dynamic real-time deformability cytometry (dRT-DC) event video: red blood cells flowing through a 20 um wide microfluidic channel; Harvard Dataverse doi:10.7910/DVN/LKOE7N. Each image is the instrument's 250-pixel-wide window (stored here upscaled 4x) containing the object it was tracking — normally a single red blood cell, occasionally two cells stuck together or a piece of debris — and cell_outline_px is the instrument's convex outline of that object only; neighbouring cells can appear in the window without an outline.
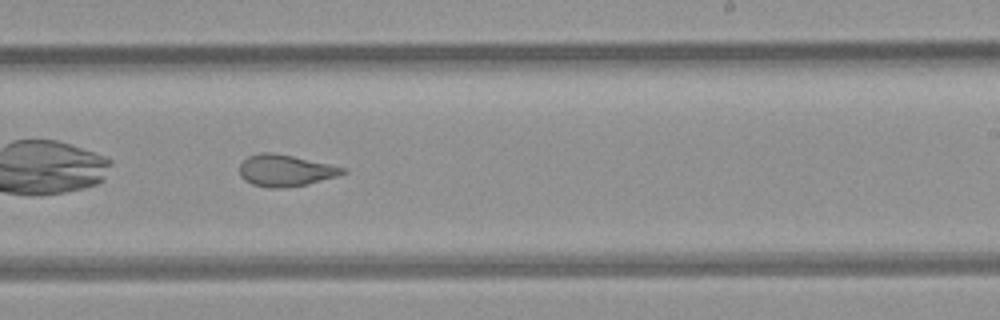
{"species": "common noctule bat (a hibernating species)", "species_latin": "Nyctalus noctula", "temperature_condition": "room temperature", "stored_images_in_passage": 9, "camera_frame_rate_fps": 3000, "um_per_image_px": 0.085, "animal": {"sex": "female", "body_mass_g": 21.9}, "frame": {"image": 1, "passage_image": 6, "time_ms": 1.667, "image_size_px": [1000, 320], "cell_outline_px": [[348, 172], [336, 176], [308, 184], [276, 188], [272, 188], [252, 184], [244, 180], [240, 176], [240, 164], [248, 156], [260, 152], [272, 152], [292, 156], [348, 168]], "centroid_in_image_um": [24.26, 14.48], "position_along_channel_um": 264.7, "area_um2": 18.9}}
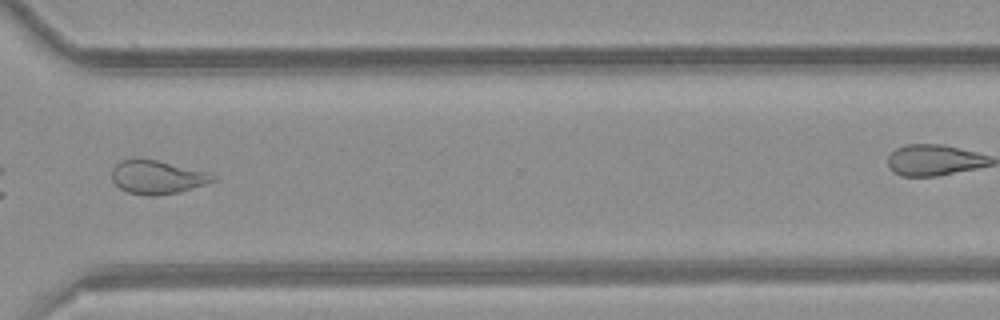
{"frame": {"image": 2, "passage_image": 8, "time_ms": 2.333, "image_size_px": [1000, 320], "cell_outline_px": [[216, 180], [180, 192], [156, 196], [148, 196], [128, 192], [120, 188], [112, 180], [112, 168], [120, 160], [136, 156], [156, 160], [208, 172], [216, 176]], "centroid_in_image_um": [13.32, 15.04], "position_along_channel_um": 357.3, "area_um2": 20.0}}